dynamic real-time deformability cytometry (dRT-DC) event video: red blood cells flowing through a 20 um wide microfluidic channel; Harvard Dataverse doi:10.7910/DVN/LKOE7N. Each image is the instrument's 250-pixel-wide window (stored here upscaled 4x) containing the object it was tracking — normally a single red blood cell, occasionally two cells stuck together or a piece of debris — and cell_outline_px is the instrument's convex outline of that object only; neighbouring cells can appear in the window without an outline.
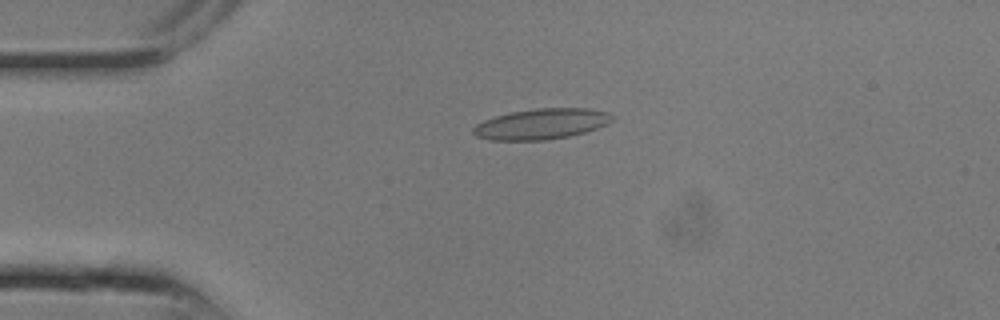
{"species": "common noctule bat (a hibernating species)", "species_latin": "Nyctalus noctula", "temperature_condition": "room temperature", "stored_images_in_passage": 9, "camera_frame_rate_fps": 3000, "um_per_image_px": 0.085, "animal": {"sex": "male", "body_mass_g": 13.3}, "frame": {"image": 1, "passage_image": 6, "time_ms": 1.667, "image_size_px": [1000, 320], "cell_outline_px": [[616, 116], [608, 124], [584, 132], [568, 136], [544, 140], [488, 140], [476, 136], [472, 132], [472, 128], [476, 124], [484, 120], [496, 116], [512, 112], [536, 108], [588, 108], [608, 112]], "centroid_in_image_um": [46.02, 10.53], "position_along_channel_um": 39.0, "area_um2": 24.8}}
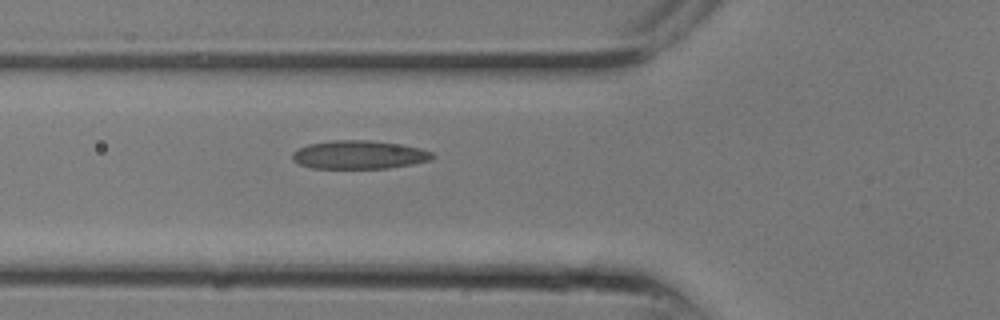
{"frame": {"image": 2, "passage_image": 9, "time_ms": 2.667, "image_size_px": [1000, 320], "cell_outline_px": [[436, 156], [432, 160], [412, 164], [388, 168], [312, 168], [300, 164], [292, 160], [292, 152], [308, 144], [332, 140], [372, 140], [404, 144], [420, 148], [432, 152]], "centroid_in_image_um": [30.56, 13.14], "position_along_channel_um": 95.2, "area_um2": 23.41}}